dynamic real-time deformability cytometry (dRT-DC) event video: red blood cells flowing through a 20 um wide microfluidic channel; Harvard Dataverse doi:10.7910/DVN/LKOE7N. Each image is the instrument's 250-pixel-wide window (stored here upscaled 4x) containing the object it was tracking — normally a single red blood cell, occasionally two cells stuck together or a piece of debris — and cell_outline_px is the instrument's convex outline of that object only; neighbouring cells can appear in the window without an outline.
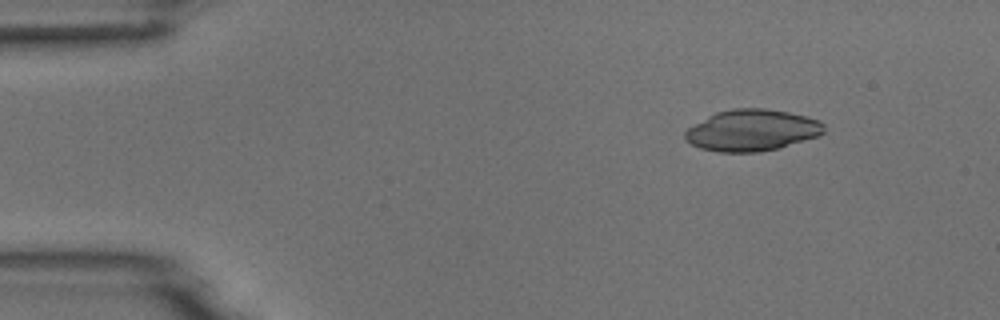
{"species": "common noctule bat (a hibernating species)", "species_latin": "Nyctalus noctula", "temperature_condition": "room temperature", "stored_images_in_passage": 4, "camera_frame_rate_fps": 3000, "um_per_image_px": 0.085, "animal": {"sex": "male", "body_mass_g": 18.8}, "frame": {"image": 1, "passage_image": 1, "time_ms": 0.0, "image_size_px": [1000, 320], "cell_outline_px": [[824, 132], [820, 136], [780, 148], [756, 152], [720, 152], [700, 148], [684, 140], [684, 132], [688, 128], [708, 116], [716, 112], [732, 108], [764, 108], [788, 112], [820, 120], [824, 124]], "centroid_in_image_um": [63.92, 11.08], "position_along_channel_um": 21.1, "area_um2": 33.7}}